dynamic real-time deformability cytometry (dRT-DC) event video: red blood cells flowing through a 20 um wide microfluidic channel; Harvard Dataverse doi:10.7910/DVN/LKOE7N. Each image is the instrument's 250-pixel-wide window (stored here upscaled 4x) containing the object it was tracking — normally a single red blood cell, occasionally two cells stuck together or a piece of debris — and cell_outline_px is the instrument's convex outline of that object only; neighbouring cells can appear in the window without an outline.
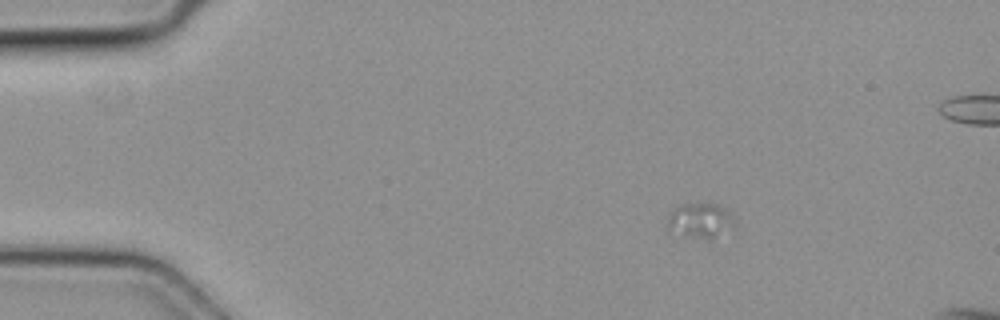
{"species": "common noctule bat (a hibernating species)", "species_latin": "Nyctalus noctula", "temperature_condition": "cold", "stored_images_in_passage": 6, "camera_frame_rate_fps": 3000, "um_per_image_px": 0.085, "animal": {"sex": "female", "body_mass_g": 19.3, "forearm_length_mm": 54.1}, "frame": {"image": 1, "passage_image": 3, "time_ms": 0.667, "image_size_px": [1000, 320], "cell_outline_px": [[736, 228], [712, 240], [708, 240], [684, 236], [668, 232], [668, 216], [680, 204], [716, 204], [724, 208], [728, 212]], "centroid_in_image_um": [59.52, 18.81], "position_along_channel_um": 25.5, "area_um2": 13.87}}